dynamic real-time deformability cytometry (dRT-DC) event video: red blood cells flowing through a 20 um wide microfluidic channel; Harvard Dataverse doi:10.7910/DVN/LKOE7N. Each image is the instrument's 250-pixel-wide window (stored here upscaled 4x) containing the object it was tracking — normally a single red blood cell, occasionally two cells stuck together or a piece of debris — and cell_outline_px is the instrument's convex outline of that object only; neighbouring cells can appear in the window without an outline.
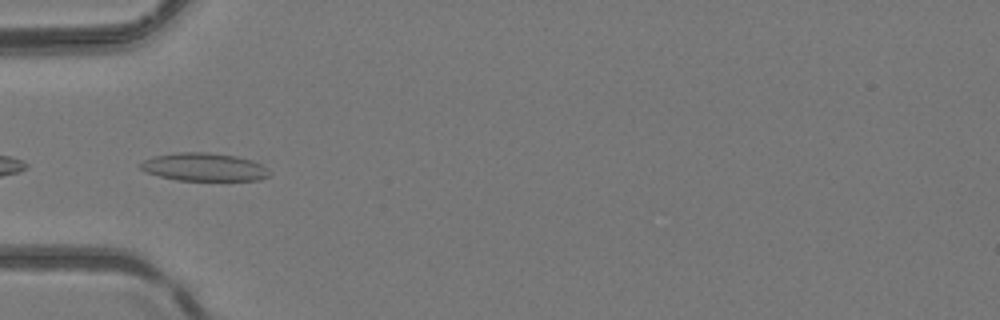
{"species": "common noctule bat (a hibernating species)", "species_latin": "Nyctalus noctula", "temperature_condition": "room temperature", "stored_images_in_passage": 5, "camera_frame_rate_fps": 3000, "um_per_image_px": 0.085, "animal": {"sex": "female", "body_mass_g": 24.6, "forearm_length_mm": 56.2}, "frame": {"image": 1, "passage_image": 4, "time_ms": 3.667, "image_size_px": [1000, 320], "cell_outline_px": [[272, 172], [268, 176], [260, 180], [176, 180], [144, 172], [140, 168], [140, 164], [144, 160], [152, 156], [176, 152], [208, 152], [236, 156], [252, 160], [268, 168]], "centroid_in_image_um": [17.34, 14.19], "position_along_channel_um": 67.7, "area_um2": 21.21}}
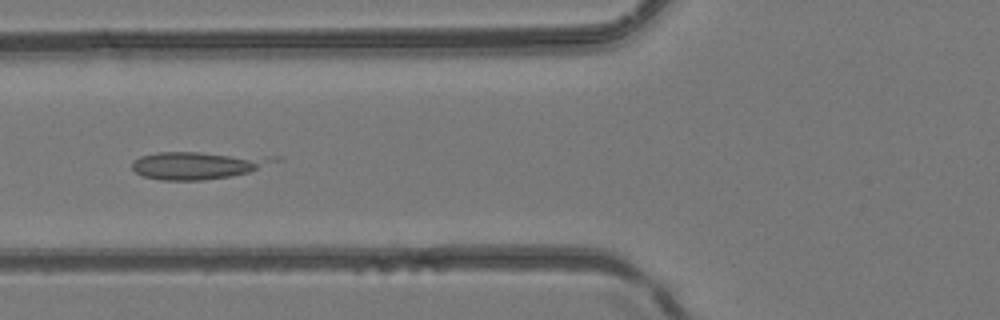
{"frame": {"image": 2, "passage_image": 5, "time_ms": 4.667, "image_size_px": [1000, 320], "cell_outline_px": [[284, 160], [248, 172], [232, 176], [204, 180], [160, 180], [144, 176], [136, 172], [132, 168], [132, 160], [140, 156], [156, 152], [200, 152], [280, 156]], "centroid_in_image_um": [16.89, 14.03], "position_along_channel_um": 108.9, "area_um2": 23.24}}